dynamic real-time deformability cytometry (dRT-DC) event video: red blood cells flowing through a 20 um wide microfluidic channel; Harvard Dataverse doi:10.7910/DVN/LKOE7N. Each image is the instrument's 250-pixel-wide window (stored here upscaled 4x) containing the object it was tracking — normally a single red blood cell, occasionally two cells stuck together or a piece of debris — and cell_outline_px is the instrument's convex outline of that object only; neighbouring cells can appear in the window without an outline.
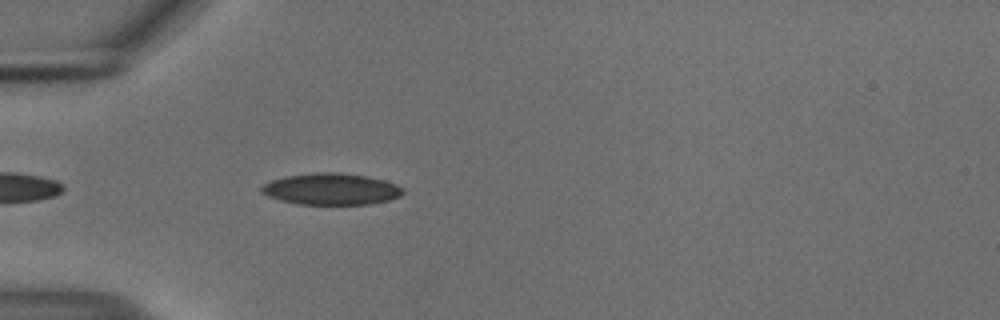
{"species": "common noctule bat (a hibernating species)", "species_latin": "Nyctalus noctula", "temperature_condition": "cold", "stored_images_in_passage": 40, "camera_frame_rate_fps": 3000, "um_per_image_px": 0.085, "animal": {"sex": "male", "body_mass_g": 18.8}, "frame": {"image": 1, "passage_image": 4, "time_ms": 1.0, "image_size_px": [1000, 320], "cell_outline_px": [[404, 192], [400, 196], [388, 200], [368, 204], [296, 204], [280, 200], [268, 196], [260, 192], [260, 188], [264, 184], [272, 180], [288, 176], [316, 172], [340, 172], [364, 176], [384, 180], [396, 184], [404, 188]], "centroid_in_image_um": [28.15, 16.07], "position_along_channel_um": 56.9, "area_um2": 25.89}}
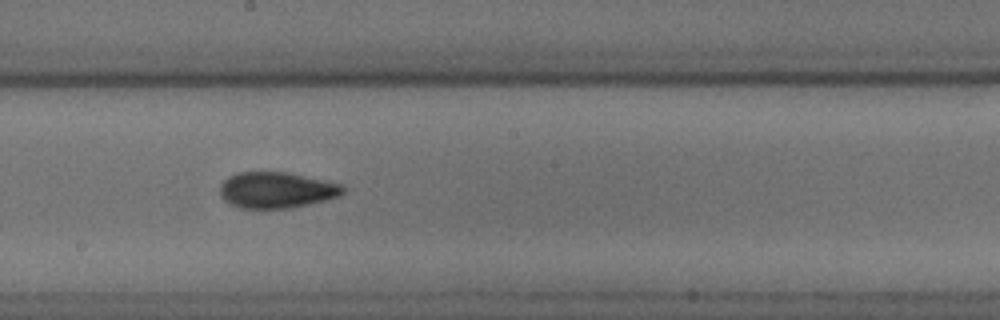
{"frame": {"image": 2, "passage_image": 18, "time_ms": 5.667, "image_size_px": [1000, 320], "cell_outline_px": [[344, 192], [340, 196], [308, 204], [288, 208], [240, 208], [224, 200], [220, 196], [220, 184], [228, 176], [236, 172], [288, 172], [344, 184]], "centroid_in_image_um": [23.5, 16.14], "position_along_channel_um": 224.7, "area_um2": 25.95}}
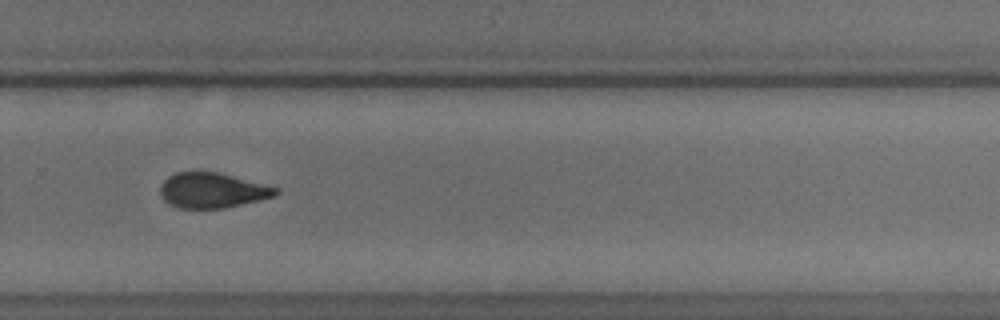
{"frame": {"image": 3, "passage_image": 25, "time_ms": 8.0, "image_size_px": [1000, 320], "cell_outline_px": [[280, 192], [276, 196], [260, 200], [224, 208], [180, 208], [164, 200], [160, 196], [160, 184], [168, 176], [176, 172], [200, 168], [220, 172], [280, 188]], "centroid_in_image_um": [18.04, 16.13], "position_along_channel_um": 311.8, "area_um2": 24.45}, "authors_computed_cell_mechanics": {"area_um2": 24.8251, "velocity_mm_per_s": 3.7471, "shape_relaxation_time_tau1_ms": 8.5462, "shape_relaxation_time_tau2_ms": 4.7842, "deformation_change_tau1": 0.1712, "deformation_change_tau2": 0.0856}}